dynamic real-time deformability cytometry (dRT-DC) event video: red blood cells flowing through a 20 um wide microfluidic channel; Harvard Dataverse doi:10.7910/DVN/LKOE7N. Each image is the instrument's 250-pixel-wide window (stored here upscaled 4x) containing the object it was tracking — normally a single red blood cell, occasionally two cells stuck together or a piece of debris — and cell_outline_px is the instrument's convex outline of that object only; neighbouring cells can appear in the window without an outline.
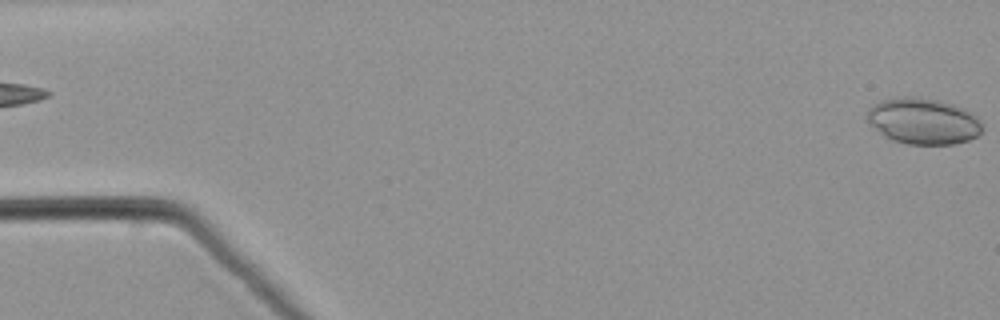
{"species": "common noctule bat (a hibernating species)", "species_latin": "Nyctalus noctula", "temperature_condition": "warm", "stored_images_in_passage": 54, "camera_frame_rate_fps": 3000, "um_per_image_px": 0.085, "animal": {"sex": "male", "body_mass_g": 21.5, "forearm_length_mm": 52.0}, "frame": {"image": 1, "passage_image": 1, "time_ms": 0.0, "image_size_px": [1000, 320], "cell_outline_px": [[984, 128], [976, 136], [968, 140], [952, 144], [908, 144], [892, 140], [884, 136], [868, 124], [864, 120], [864, 116], [868, 108], [872, 104], [880, 100], [896, 96], [916, 96], [936, 100], [952, 104], [964, 108], [972, 112], [980, 120]], "centroid_in_image_um": [78.4, 10.28], "position_along_channel_um": 6.6, "area_um2": 31.56}}
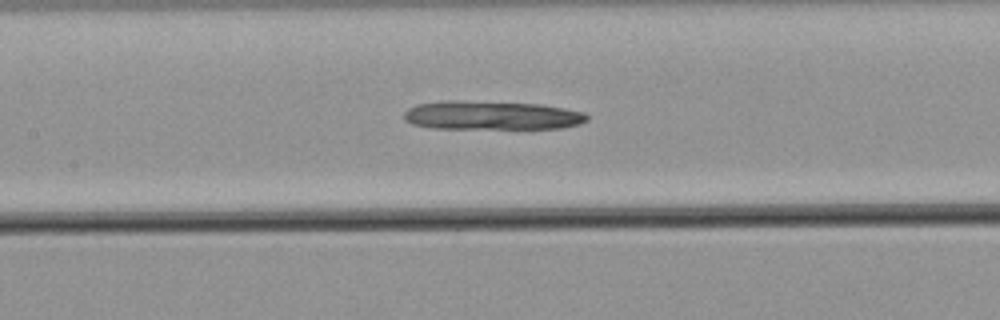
{"frame": {"image": 2, "passage_image": 26, "time_ms": 8.333, "image_size_px": [1000, 320], "cell_outline_px": [[588, 120], [580, 124], [564, 128], [432, 128], [412, 124], [404, 120], [404, 112], [408, 108], [416, 104], [444, 100], [456, 100], [540, 104], [564, 108], [584, 112], [588, 116]], "centroid_in_image_um": [41.77, 9.8], "position_along_channel_um": 165.6, "area_um2": 30.87}}
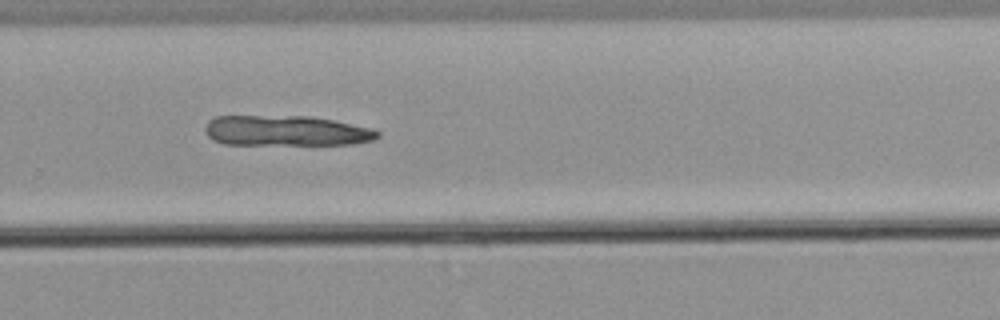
{"frame": {"image": 3, "passage_image": 37, "time_ms": 12.0, "image_size_px": [1000, 320], "cell_outline_px": [[380, 136], [372, 140], [356, 144], [224, 144], [212, 140], [204, 132], [204, 128], [208, 120], [216, 116], [308, 116], [332, 120], [372, 128], [380, 132]], "centroid_in_image_um": [24.29, 11.11], "position_along_channel_um": 305.5, "area_um2": 30.58}}